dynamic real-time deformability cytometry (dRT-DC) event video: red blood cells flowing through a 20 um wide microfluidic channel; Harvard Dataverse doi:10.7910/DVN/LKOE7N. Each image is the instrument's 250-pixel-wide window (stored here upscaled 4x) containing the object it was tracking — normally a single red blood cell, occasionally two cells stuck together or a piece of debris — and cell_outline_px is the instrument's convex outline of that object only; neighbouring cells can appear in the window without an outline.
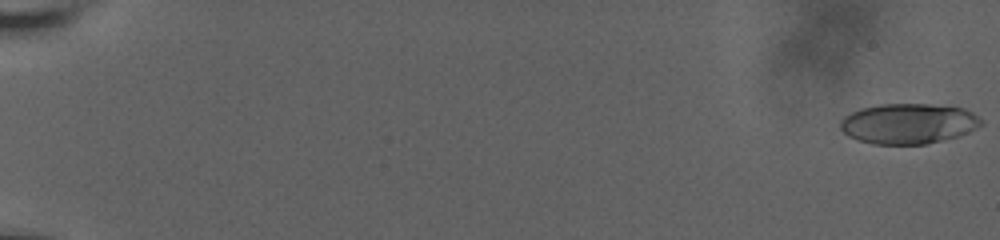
{"species": "human", "species_latin": "Homo sapiens", "temperature_condition": "room temperature", "stored_images_in_passage": 9, "camera_frame_rate_fps": 3000, "um_per_image_px": 0.085, "donor": {"sex": "male"}, "frame": {"image": 1, "passage_image": 1, "time_ms": 0.0, "image_size_px": [1000, 240], "cell_outline_px": [[984, 124], [956, 136], [924, 144], [872, 144], [848, 136], [840, 128], [840, 120], [844, 116], [860, 108], [880, 104], [928, 104], [964, 108], [972, 112]], "centroid_in_image_um": [77.16, 10.5], "position_along_channel_um": 7.8, "area_um2": 32.77}}
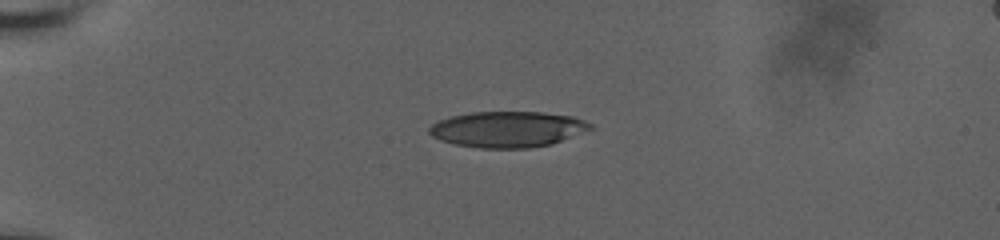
{"frame": {"image": 2, "passage_image": 8, "time_ms": 5.667, "image_size_px": [1000, 240], "cell_outline_px": [[596, 128], [552, 144], [528, 148], [480, 148], [456, 144], [440, 140], [432, 136], [428, 132], [428, 128], [432, 124], [440, 120], [452, 116], [472, 112], [544, 112], [572, 116], [584, 120], [592, 124]], "centroid_in_image_um": [43.19, 10.99], "position_along_channel_um": 41.8, "area_um2": 33.81}}